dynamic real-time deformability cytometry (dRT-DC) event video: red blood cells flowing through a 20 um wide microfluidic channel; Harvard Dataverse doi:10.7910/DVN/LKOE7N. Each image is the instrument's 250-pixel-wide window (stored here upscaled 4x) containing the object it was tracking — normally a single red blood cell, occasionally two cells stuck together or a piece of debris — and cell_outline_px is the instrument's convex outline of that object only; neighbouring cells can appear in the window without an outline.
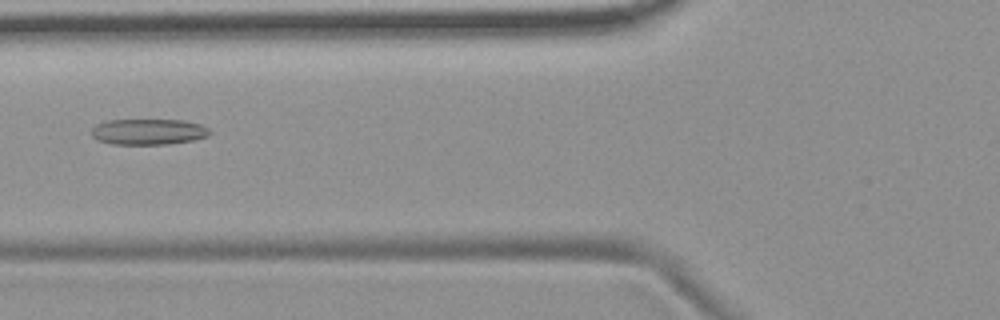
{"species": "common noctule bat (a hibernating species)", "species_latin": "Nyctalus noctula", "temperature_condition": "room temperature", "stored_images_in_passage": 6, "camera_frame_rate_fps": 3000, "um_per_image_px": 0.085, "animal": {"sex": "female", "body_mass_g": 19.9}, "frame": {"image": 1, "passage_image": 6, "time_ms": 5.667, "image_size_px": [1000, 320], "cell_outline_px": [[212, 132], [208, 136], [192, 140], [164, 144], [112, 144], [100, 140], [92, 136], [92, 128], [96, 124], [108, 120], [184, 120], [200, 124], [208, 128]], "centroid_in_image_um": [12.63, 11.19], "position_along_channel_um": 113.2, "area_um2": 17.69}}